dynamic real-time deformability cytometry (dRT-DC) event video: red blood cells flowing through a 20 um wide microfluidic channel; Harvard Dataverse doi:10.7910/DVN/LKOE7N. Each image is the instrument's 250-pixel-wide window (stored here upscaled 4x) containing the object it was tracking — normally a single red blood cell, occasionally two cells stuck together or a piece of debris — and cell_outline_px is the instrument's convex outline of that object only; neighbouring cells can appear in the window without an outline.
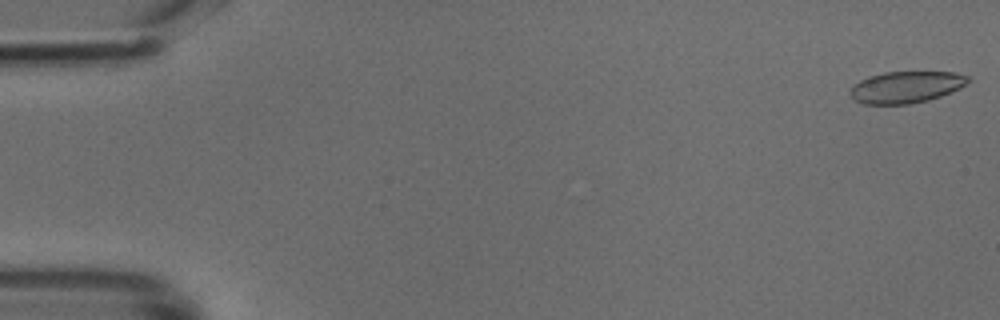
{"species": "common noctule bat (a hibernating species)", "species_latin": "Nyctalus noctula", "temperature_condition": "cold", "stored_images_in_passage": 49, "camera_frame_rate_fps": 3000, "um_per_image_px": 0.085, "animal": {"sex": "male", "body_mass_g": 18.8}, "frame": {"image": 1, "passage_image": 1, "time_ms": 0.0, "image_size_px": [1000, 320], "cell_outline_px": [[972, 80], [968, 84], [960, 88], [940, 96], [928, 100], [908, 104], [864, 104], [856, 100], [848, 92], [860, 80], [868, 76], [884, 72], [956, 72], [968, 76]], "centroid_in_image_um": [77.06, 7.39], "position_along_channel_um": 7.9, "area_um2": 21.73}}
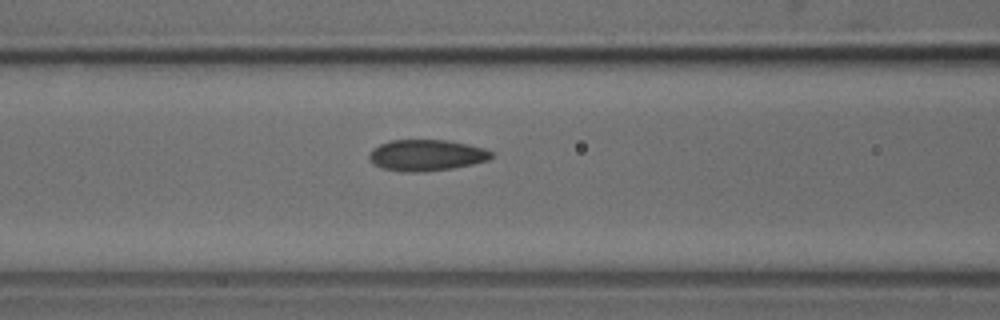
{"frame": {"image": 2, "passage_image": 20, "time_ms": 6.333, "image_size_px": [1000, 320], "cell_outline_px": [[492, 156], [488, 160], [472, 164], [452, 168], [424, 172], [404, 172], [384, 168], [376, 164], [368, 156], [372, 148], [380, 144], [392, 140], [448, 140], [468, 144], [484, 148], [492, 152]], "centroid_in_image_um": [36.26, 13.19], "position_along_channel_um": 130.3, "area_um2": 22.08}}
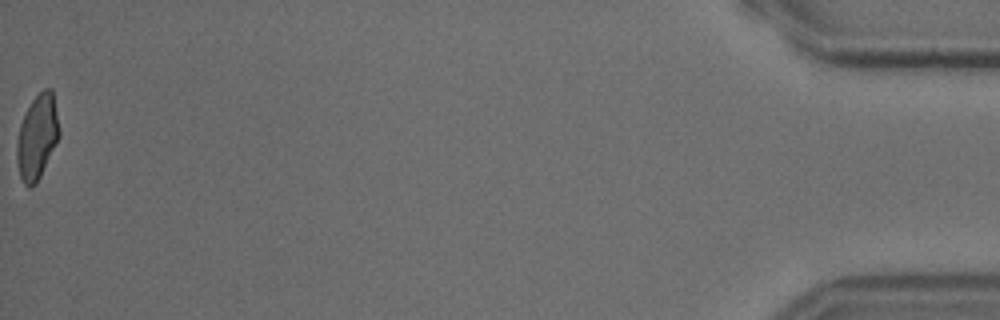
{"frame": {"image": 3, "passage_image": 49, "time_ms": 16.0, "image_size_px": [1000, 320], "cell_outline_px": [[60, 136], [36, 184], [28, 188], [24, 184], [20, 176], [16, 160], [16, 144], [20, 124], [32, 100], [44, 88], [52, 88], [60, 132]], "centroid_in_image_um": [3.16, 11.65], "position_along_channel_um": 432.0, "area_um2": 20.75}}